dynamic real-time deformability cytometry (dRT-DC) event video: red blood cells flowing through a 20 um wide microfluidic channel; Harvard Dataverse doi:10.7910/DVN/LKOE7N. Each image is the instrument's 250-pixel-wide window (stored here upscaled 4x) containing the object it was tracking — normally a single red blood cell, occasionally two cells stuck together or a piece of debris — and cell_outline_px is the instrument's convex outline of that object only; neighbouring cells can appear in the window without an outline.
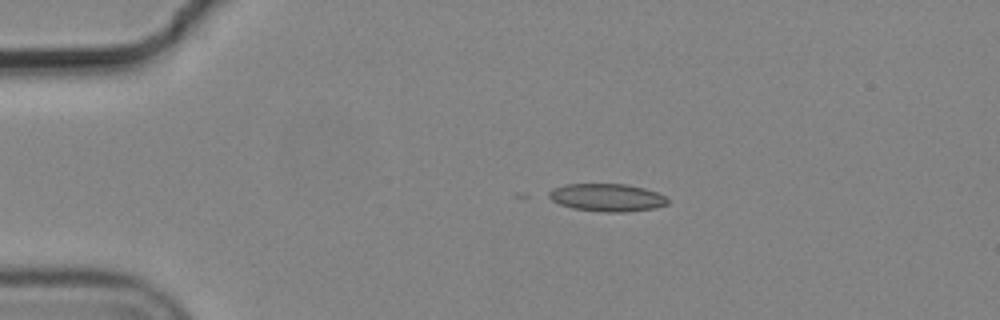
{"species": "common noctule bat (a hibernating species)", "species_latin": "Nyctalus noctula", "temperature_condition": "cold", "stored_images_in_passage": 4, "camera_frame_rate_fps": 3000, "um_per_image_px": 0.085, "animal": {"sex": "male", "body_mass_g": 19.2, "forearm_length_mm": 51.8}, "frame": {"image": 1, "passage_image": 1, "time_ms": 0.0, "image_size_px": [1000, 320], "cell_outline_px": [[668, 204], [656, 208], [624, 212], [604, 212], [572, 208], [560, 204], [544, 196], [544, 192], [552, 188], [564, 184], [628, 184], [644, 188], [656, 192], [664, 196], [668, 200]], "centroid_in_image_um": [51.52, 16.78], "position_along_channel_um": 33.5, "area_um2": 19.48}}
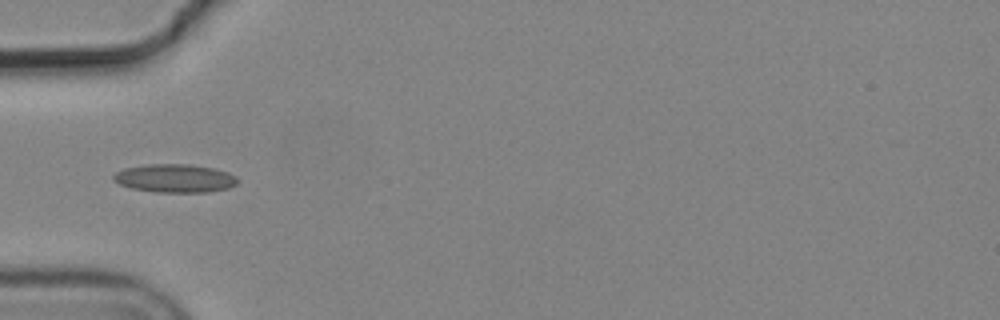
{"frame": {"image": 2, "passage_image": 3, "time_ms": 0.667, "image_size_px": [1000, 320], "cell_outline_px": [[236, 184], [228, 188], [208, 192], [156, 192], [132, 188], [120, 184], [112, 180], [112, 176], [116, 172], [124, 168], [148, 164], [188, 164], [212, 168], [228, 172], [236, 176]], "centroid_in_image_um": [14.84, 15.15], "position_along_channel_um": 70.2, "area_um2": 20.4}}
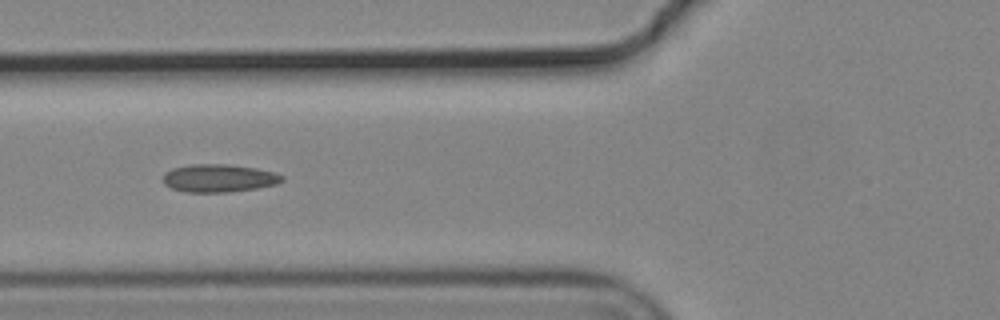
{"frame": {"image": 3, "passage_image": 4, "time_ms": 1.0, "image_size_px": [1000, 320], "cell_outline_px": [[284, 180], [276, 184], [256, 188], [228, 192], [184, 192], [172, 188], [164, 184], [164, 172], [172, 168], [192, 164], [228, 164], [256, 168], [276, 172], [284, 176]], "centroid_in_image_um": [18.61, 15.14], "position_along_channel_um": 107.2, "area_um2": 19.42}}